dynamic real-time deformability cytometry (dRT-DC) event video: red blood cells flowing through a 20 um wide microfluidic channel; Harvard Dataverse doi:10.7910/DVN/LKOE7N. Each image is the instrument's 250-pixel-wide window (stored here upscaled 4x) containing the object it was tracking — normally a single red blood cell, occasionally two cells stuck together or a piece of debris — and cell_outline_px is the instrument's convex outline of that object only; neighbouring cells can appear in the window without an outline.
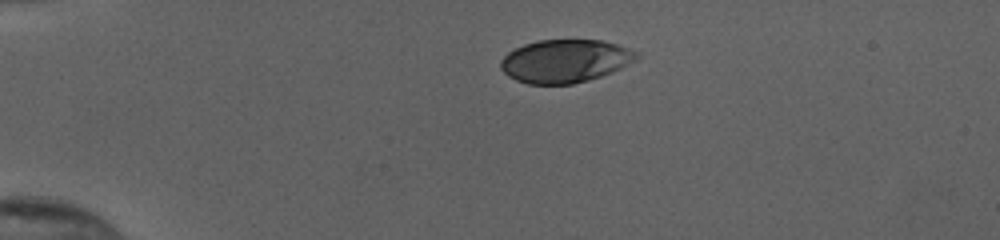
{"species": "human", "species_latin": "Homo sapiens", "temperature_condition": "cold", "stored_images_in_passage": 35, "camera_frame_rate_fps": 3000, "um_per_image_px": 0.085, "donor": {"sex": "female"}, "frame": {"image": 1, "passage_image": 1, "time_ms": 0.0, "image_size_px": [1000, 240], "cell_outline_px": [[640, 56], [636, 60], [612, 72], [588, 80], [572, 84], [528, 84], [516, 80], [508, 76], [500, 68], [500, 60], [508, 52], [524, 44], [540, 40], [600, 40], [616, 44], [640, 52]], "centroid_in_image_um": [48.03, 5.19], "position_along_channel_um": 37.0, "area_um2": 34.1}}
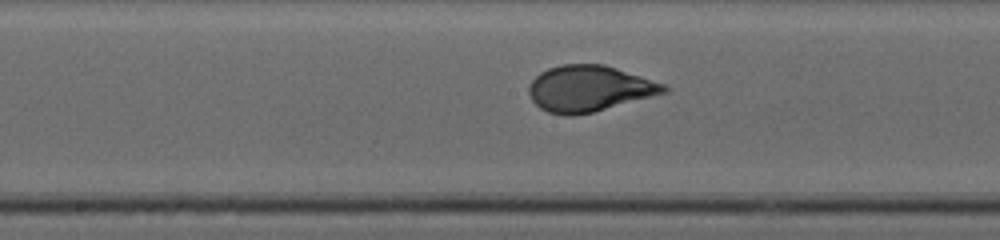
{"frame": {"image": 2, "passage_image": 18, "time_ms": 5.667, "image_size_px": [1000, 240], "cell_outline_px": [[668, 92], [592, 112], [572, 116], [568, 116], [548, 112], [540, 108], [532, 100], [528, 92], [528, 84], [540, 72], [548, 68], [560, 64], [604, 64], [664, 84], [668, 88]], "centroid_in_image_um": [50.04, 7.52], "position_along_channel_um": 198.2, "area_um2": 36.01}}
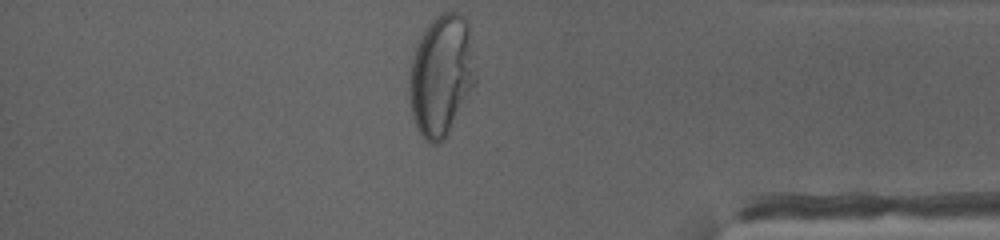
{"frame": {"image": 3, "passage_image": 35, "time_ms": 11.333, "image_size_px": [1000, 240], "cell_outline_px": [[476, 84], [444, 140], [440, 144], [432, 144], [424, 140], [412, 116], [408, 96], [408, 80], [412, 60], [416, 44], [420, 36], [432, 20], [436, 16], [444, 12], [456, 12], [468, 24], [476, 76]], "centroid_in_image_um": [37.49, 6.45], "position_along_channel_um": 397.7, "area_um2": 46.76}, "authors_computed_cell_mechanics": {"area_um2": 36.0094, "velocity_mm_per_s": 3.8726, "shape_relaxation_time_tau1_ms": 5.1609, "shape_relaxation_time_tau2_ms": null, "deformation_change_tau1": 0.2103, "deformation_change_tau2": null}}